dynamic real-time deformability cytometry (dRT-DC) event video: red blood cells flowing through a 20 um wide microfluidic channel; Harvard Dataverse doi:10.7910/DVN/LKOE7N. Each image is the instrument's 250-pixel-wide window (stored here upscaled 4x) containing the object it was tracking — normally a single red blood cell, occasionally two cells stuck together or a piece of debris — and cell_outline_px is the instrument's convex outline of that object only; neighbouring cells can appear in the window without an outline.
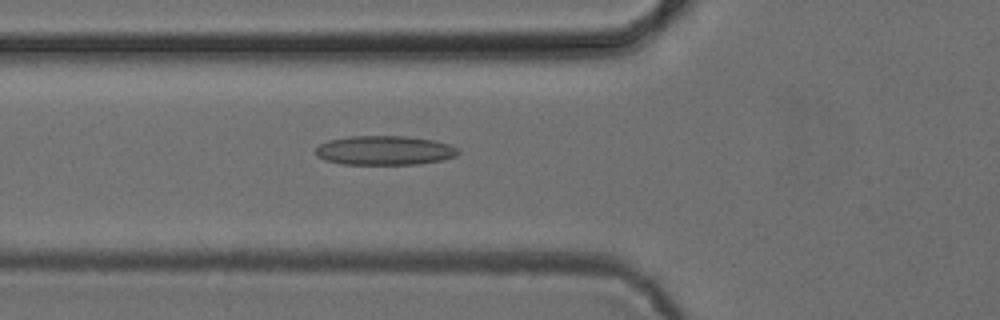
{"species": "common noctule bat (a hibernating species)", "species_latin": "Nyctalus noctula", "temperature_condition": "cold", "stored_images_in_passage": 32, "camera_frame_rate_fps": 3000, "um_per_image_px": 0.085, "animal": {"sex": "female", "body_mass_g": 24.6, "forearm_length_mm": 56.2}, "frame": {"image": 1, "passage_image": 7, "time_ms": 2.0, "image_size_px": [1000, 320], "cell_outline_px": [[460, 152], [456, 156], [444, 160], [420, 164], [340, 164], [324, 160], [316, 156], [316, 148], [320, 144], [328, 140], [348, 136], [408, 136], [432, 140], [448, 144], [456, 148]], "centroid_in_image_um": [32.67, 12.79], "position_along_channel_um": 93.1, "area_um2": 24.45}}
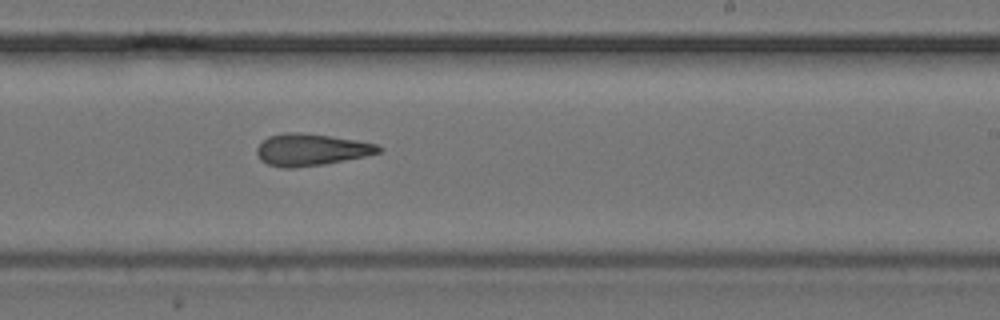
{"frame": {"image": 2, "passage_image": 20, "time_ms": 6.333, "image_size_px": [1000, 320], "cell_outline_px": [[384, 148], [380, 152], [364, 156], [324, 164], [296, 168], [284, 168], [268, 164], [260, 160], [256, 152], [256, 148], [268, 136], [284, 132], [300, 132], [332, 136], [356, 140], [376, 144]], "centroid_in_image_um": [26.42, 12.72], "position_along_channel_um": 262.6, "area_um2": 22.66}}
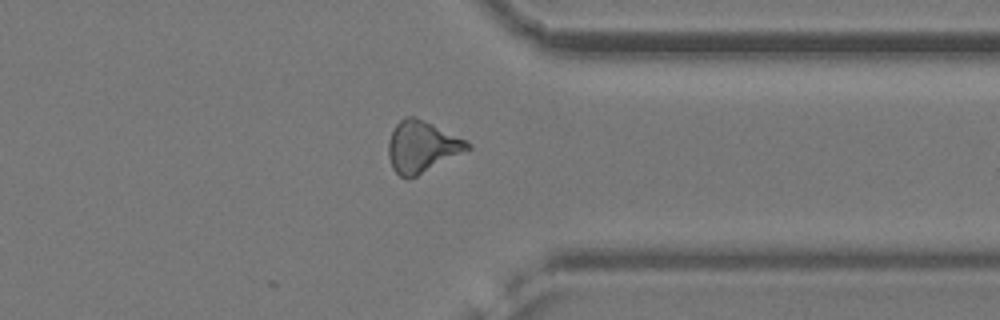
{"frame": {"image": 3, "passage_image": 29, "time_ms": 9.333, "image_size_px": [1000, 320], "cell_outline_px": [[472, 148], [408, 180], [400, 176], [392, 168], [388, 156], [388, 140], [396, 124], [400, 120], [408, 116], [416, 116], [468, 140], [472, 144]], "centroid_in_image_um": [35.87, 12.46], "position_along_channel_um": 375.5, "area_um2": 23.87}, "authors_computed_cell_mechanics": {"area_um2": 22.7732, "velocity_mm_per_s": 3.8907, "shape_relaxation_time_tau1_ms": null, "shape_relaxation_time_tau2_ms": 5.8614, "deformation_change_tau1": null, "deformation_change_tau2": 0.1605}}